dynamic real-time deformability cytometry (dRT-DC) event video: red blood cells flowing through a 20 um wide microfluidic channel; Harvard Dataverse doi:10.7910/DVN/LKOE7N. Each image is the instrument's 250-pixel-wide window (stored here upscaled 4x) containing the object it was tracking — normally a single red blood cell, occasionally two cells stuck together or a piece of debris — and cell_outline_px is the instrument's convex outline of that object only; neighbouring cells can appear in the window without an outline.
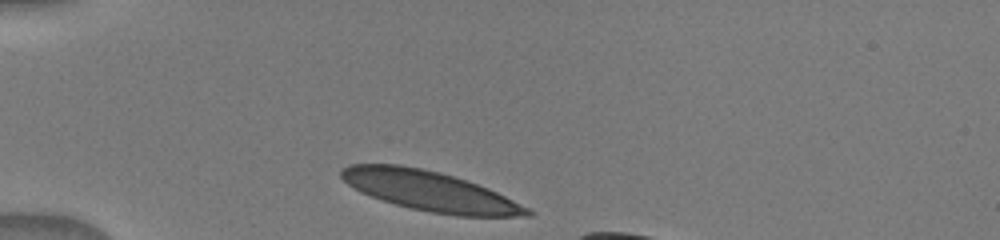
{"species": "human", "species_latin": "Homo sapiens", "temperature_condition": "warm", "stored_images_in_passage": 5, "camera_frame_rate_fps": 3000, "um_per_image_px": 0.085, "donor": {"sex": "male"}, "frame": {"image": 1, "passage_image": 1, "time_ms": 0.0, "image_size_px": [1000, 240], "cell_outline_px": [[536, 212], [532, 216], [456, 216], [432, 212], [412, 208], [396, 204], [360, 192], [348, 184], [340, 176], [340, 168], [348, 164], [400, 164], [440, 172], [488, 188]], "centroid_in_image_um": [36.51, 16.23], "position_along_channel_um": 48.5, "area_um2": 42.71}}
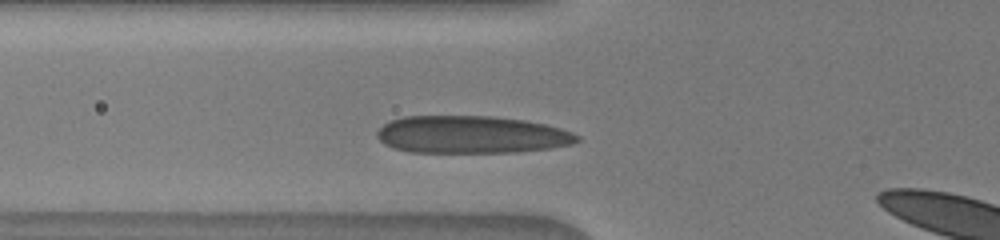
{"frame": {"image": 2, "passage_image": 4, "time_ms": 1.667, "image_size_px": [1000, 240], "cell_outline_px": [[580, 140], [572, 144], [552, 148], [516, 152], [408, 152], [392, 148], [384, 144], [376, 136], [376, 132], [384, 124], [392, 120], [404, 116], [492, 116], [524, 120], [544, 124], [560, 128], [572, 132], [580, 136]], "centroid_in_image_um": [40.06, 11.44], "position_along_channel_um": 85.7, "area_um2": 43.87}}